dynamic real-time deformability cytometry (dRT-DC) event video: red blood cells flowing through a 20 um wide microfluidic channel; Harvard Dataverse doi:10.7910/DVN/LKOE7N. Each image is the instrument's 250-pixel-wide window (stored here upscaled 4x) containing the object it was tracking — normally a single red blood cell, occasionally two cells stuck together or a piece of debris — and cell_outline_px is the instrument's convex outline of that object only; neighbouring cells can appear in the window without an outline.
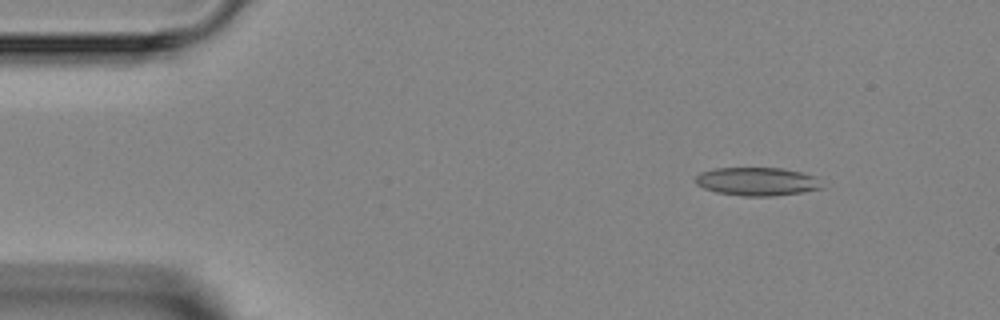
{"species": "Egyptian fruit bat (a non-hibernating species)", "species_latin": "Rousettus aegyptiacus", "temperature_condition": "room temperature", "stored_images_in_passage": 4, "camera_frame_rate_fps": 3000, "um_per_image_px": 0.085, "animal": {"sex": "female"}, "frame": {"image": 1, "passage_image": 4, "time_ms": 3.333, "image_size_px": [1000, 320], "cell_outline_px": [[824, 188], [804, 192], [772, 196], [744, 196], [716, 192], [704, 188], [696, 184], [696, 176], [700, 172], [716, 168], [784, 168], [800, 172], [812, 176]], "centroid_in_image_um": [64.32, 15.43], "position_along_channel_um": 20.7, "area_um2": 20.69}}